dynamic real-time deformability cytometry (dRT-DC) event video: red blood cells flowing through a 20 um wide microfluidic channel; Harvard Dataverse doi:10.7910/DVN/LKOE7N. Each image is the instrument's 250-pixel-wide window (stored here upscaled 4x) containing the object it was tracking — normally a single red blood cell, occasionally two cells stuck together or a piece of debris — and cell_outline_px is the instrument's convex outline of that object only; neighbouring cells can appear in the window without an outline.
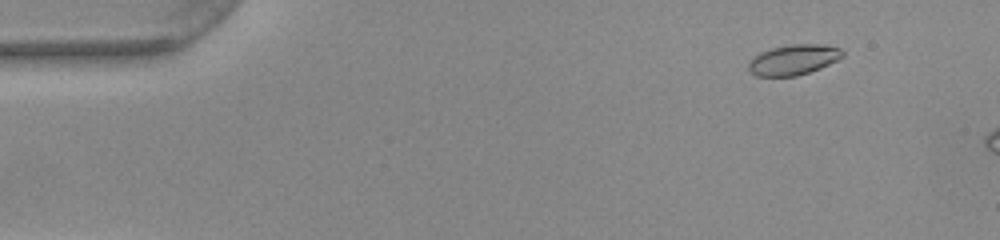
{"species": "common noctule bat (a hibernating species)", "species_latin": "Nyctalus noctula", "temperature_condition": "warm", "stored_images_in_passage": 12, "camera_frame_rate_fps": 3000, "um_per_image_px": 0.085, "animal": {"sex": "female", "body_mass_g": 22.0, "forearm_length_mm": 56.7}, "frame": {"image": 1, "passage_image": 6, "time_ms": 1.667, "image_size_px": [1000, 240], "cell_outline_px": [[844, 56], [820, 68], [796, 76], [756, 76], [748, 68], [748, 60], [760, 52], [772, 48], [792, 44], [824, 44], [840, 48], [844, 52]], "centroid_in_image_um": [67.44, 5.07], "position_along_channel_um": 17.6, "area_um2": 16.59}}